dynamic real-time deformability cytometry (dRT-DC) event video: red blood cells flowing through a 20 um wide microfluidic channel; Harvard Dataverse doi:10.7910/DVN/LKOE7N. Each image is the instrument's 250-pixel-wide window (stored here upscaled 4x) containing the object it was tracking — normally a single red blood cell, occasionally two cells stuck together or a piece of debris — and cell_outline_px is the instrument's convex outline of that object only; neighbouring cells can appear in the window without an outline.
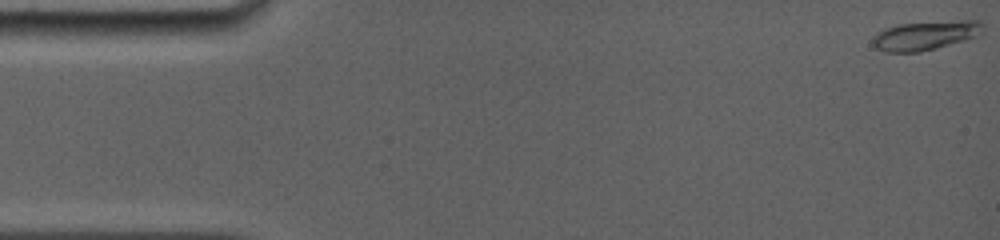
{"species": "common noctule bat (a hibernating species)", "species_latin": "Nyctalus noctula", "temperature_condition": "room temperature", "stored_images_in_passage": 45, "camera_frame_rate_fps": 5000, "um_per_image_px": 0.085, "animal": {"sex": "female", "body_mass_g": 19.0, "forearm_length_mm": 56.7}, "frame": {"image": 1, "passage_image": 1, "time_ms": 0.0, "image_size_px": [1000, 240], "cell_outline_px": [[980, 36], [936, 48], [920, 52], [884, 52], [876, 48], [872, 44], [872, 36], [876, 32], [884, 28], [896, 24], [964, 20], [980, 20]], "centroid_in_image_um": [78.58, 3.02], "position_along_channel_um": 6.4, "area_um2": 18.79}}
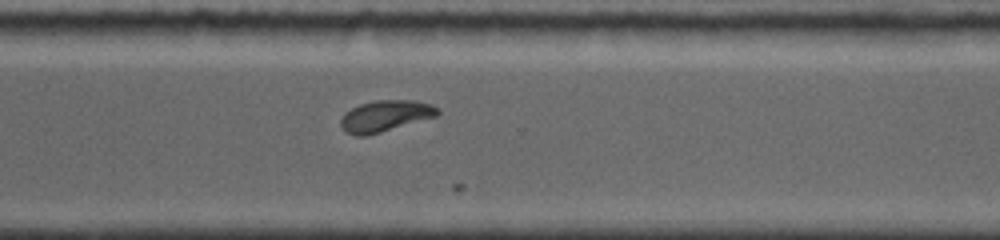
{"frame": {"image": 2, "passage_image": 37, "time_ms": 11.8, "image_size_px": [1000, 240], "cell_outline_px": [[440, 112], [436, 116], [380, 132], [364, 136], [356, 136], [348, 132], [340, 124], [340, 120], [352, 108], [360, 104], [376, 100], [416, 100], [432, 104]], "centroid_in_image_um": [32.77, 9.84], "position_along_channel_um": 337.8, "area_um2": 17.22}}
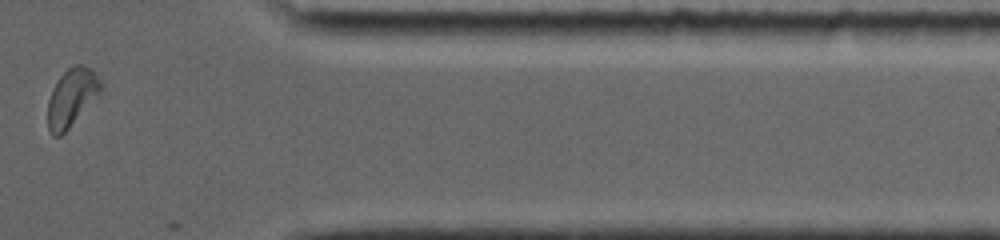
{"frame": {"image": 3, "passage_image": 41, "time_ms": 13.8, "image_size_px": [1000, 240], "cell_outline_px": [[100, 92], [68, 128], [60, 136], [52, 136], [48, 128], [48, 100], [52, 88], [60, 76], [68, 68], [76, 64], [80, 64], [88, 68], [100, 80]], "centroid_in_image_um": [6.03, 8.29], "position_along_channel_um": 405.4, "area_um2": 17.22}}